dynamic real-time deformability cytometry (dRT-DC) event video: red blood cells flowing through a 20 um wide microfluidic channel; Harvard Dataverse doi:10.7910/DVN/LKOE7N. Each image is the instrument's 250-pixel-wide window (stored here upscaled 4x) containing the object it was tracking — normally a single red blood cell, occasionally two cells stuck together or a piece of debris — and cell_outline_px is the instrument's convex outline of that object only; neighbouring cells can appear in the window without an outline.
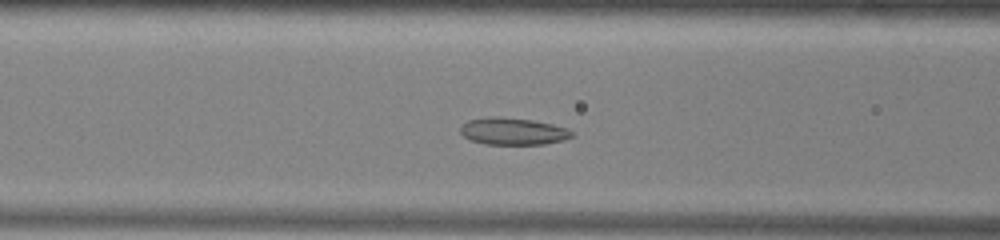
{"species": "common noctule bat (a hibernating species)", "species_latin": "Nyctalus noctula", "temperature_condition": "warm", "stored_images_in_passage": 44, "camera_frame_rate_fps": 3000, "um_per_image_px": 0.085, "animal": {"sex": "male", "body_mass_g": 13.0, "forearm_length_mm": 53.1}, "frame": {"image": 1, "passage_image": 12, "time_ms": 3.667, "image_size_px": [1000, 240], "cell_outline_px": [[576, 132], [572, 136], [564, 140], [544, 144], [484, 144], [472, 140], [464, 136], [460, 132], [460, 128], [468, 120], [492, 116], [496, 116], [532, 120], [552, 124], [568, 128]], "centroid_in_image_um": [43.64, 11.16], "position_along_channel_um": 123.0, "area_um2": 17.57}}
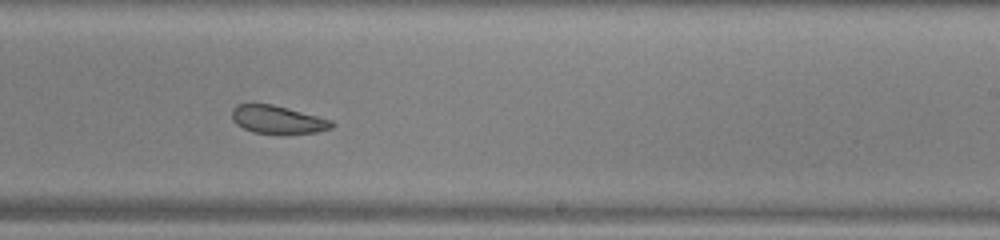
{"frame": {"image": 2, "passage_image": 23, "time_ms": 7.333, "image_size_px": [1000, 240], "cell_outline_px": [[336, 124], [332, 128], [316, 132], [252, 132], [236, 124], [232, 120], [232, 108], [236, 104], [272, 104], [288, 108], [332, 120]], "centroid_in_image_um": [23.58, 10.14], "position_along_channel_um": 265.4, "area_um2": 15.9}}
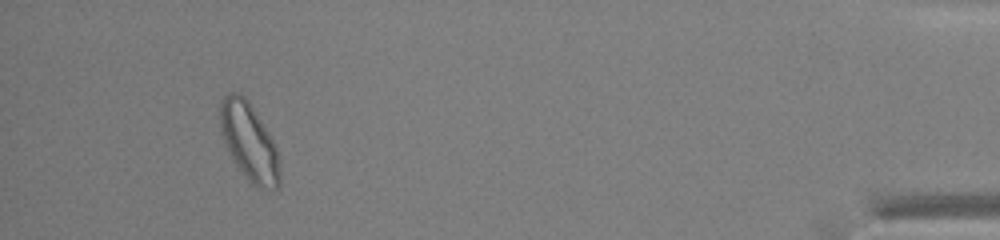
{"frame": {"image": 3, "passage_image": 40, "time_ms": 13.0, "image_size_px": [1000, 240], "cell_outline_px": [[280, 184], [276, 188], [256, 188], [248, 180], [236, 164], [224, 140], [220, 128], [220, 100], [228, 92], [236, 92], [244, 96], [248, 100], [268, 132], [276, 148], [280, 160]], "centroid_in_image_um": [21.18, 12.05], "position_along_channel_um": 414.0, "area_um2": 26.7}, "authors_computed_cell_mechanics": {"area_um2": 19.5075, "velocity_mm_per_s": 3.8935, "shape_relaxation_time_tau1_ms": 7.6764, "shape_relaxation_time_tau2_ms": 2.9493, "deformation_change_tau1": 0.1128, "deformation_change_tau2": 0.0797}}